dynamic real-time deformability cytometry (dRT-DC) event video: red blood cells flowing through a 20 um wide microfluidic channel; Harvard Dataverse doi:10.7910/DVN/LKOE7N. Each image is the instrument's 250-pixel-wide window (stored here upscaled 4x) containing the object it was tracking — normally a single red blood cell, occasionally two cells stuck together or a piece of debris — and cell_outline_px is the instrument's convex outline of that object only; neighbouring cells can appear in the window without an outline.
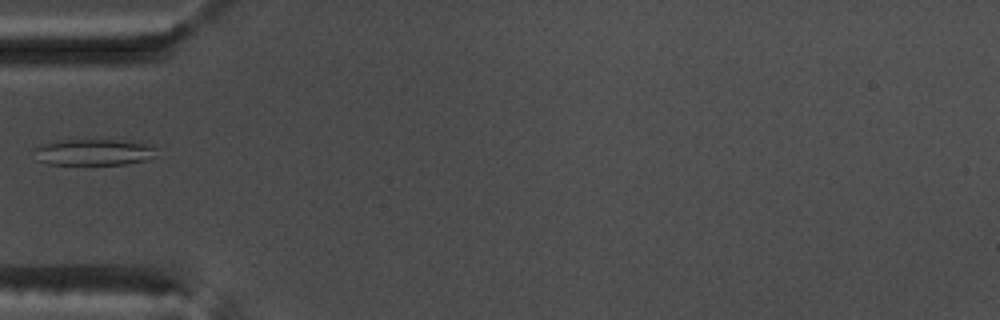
{"species": "common noctule bat (a hibernating species)", "species_latin": "Nyctalus noctula", "temperature_condition": "warm", "stored_images_in_passage": 36, "camera_frame_rate_fps": 3000, "um_per_image_px": 0.085, "animal": {"sex": "male", "body_mass_g": 17.5, "forearm_length_mm": 52.3}, "frame": {"image": 1, "passage_image": 1, "time_ms": 0.0, "image_size_px": [1000, 320], "cell_outline_px": [[156, 156], [144, 160], [124, 164], [48, 164], [40, 160], [32, 148], [56, 140], [112, 140], [152, 144], [156, 148]], "centroid_in_image_um": [7.99, 12.93], "position_along_channel_um": 77.0, "area_um2": 18.55}}
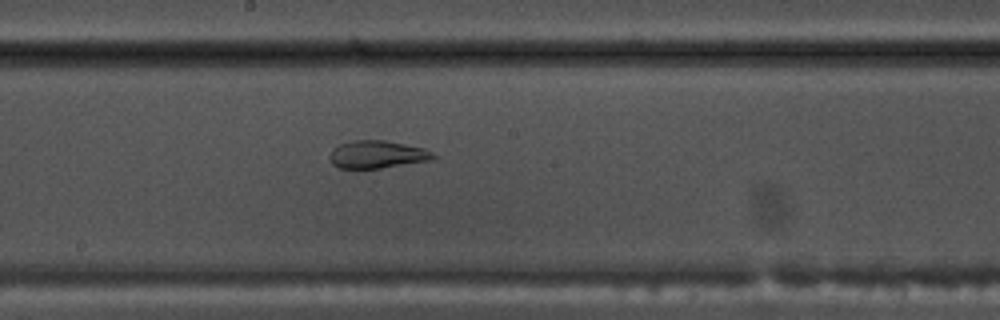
{"frame": {"image": 2, "passage_image": 12, "time_ms": 3.667, "image_size_px": [1000, 320], "cell_outline_px": [[436, 156], [432, 160], [380, 168], [340, 168], [332, 164], [328, 156], [332, 148], [340, 144], [352, 140], [384, 140], [424, 148], [432, 152]], "centroid_in_image_um": [32.03, 13.12], "position_along_channel_um": 216.2, "area_um2": 16.7}}
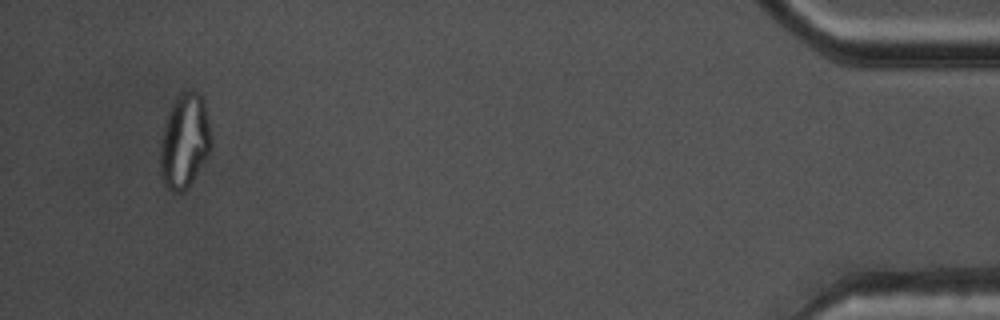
{"frame": {"image": 3, "passage_image": 34, "time_ms": 11.0, "image_size_px": [1000, 320], "cell_outline_px": [[212, 148], [208, 156], [192, 180], [180, 192], [172, 192], [164, 184], [160, 172], [160, 144], [164, 124], [168, 112], [176, 96], [180, 92], [192, 88], [204, 96], [212, 144]], "centroid_in_image_um": [15.69, 11.92], "position_along_channel_um": 419.5, "area_um2": 28.32}}